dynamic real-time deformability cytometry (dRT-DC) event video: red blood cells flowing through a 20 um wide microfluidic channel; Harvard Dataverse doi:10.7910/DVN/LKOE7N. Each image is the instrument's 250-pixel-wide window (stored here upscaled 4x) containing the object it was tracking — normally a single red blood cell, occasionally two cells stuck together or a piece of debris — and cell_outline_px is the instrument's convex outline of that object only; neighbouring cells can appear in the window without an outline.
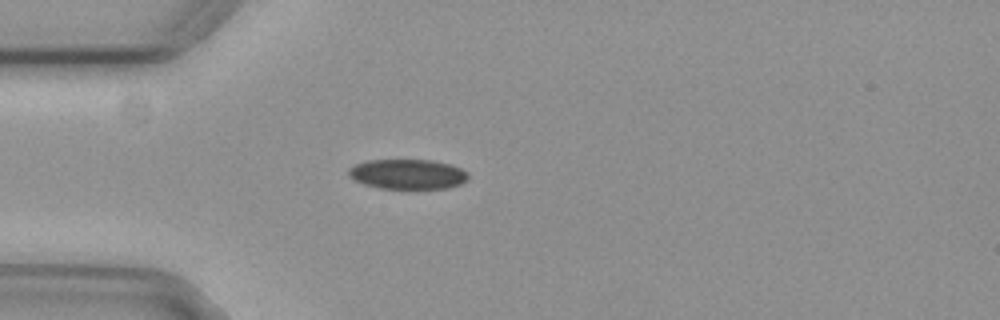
{"species": "common noctule bat (a hibernating species)", "species_latin": "Nyctalus noctula", "temperature_condition": "cold", "stored_images_in_passage": 33, "camera_frame_rate_fps": 3000, "um_per_image_px": 0.085, "animal": {"sex": "female", "body_mass_g": 29.2, "forearm_length_mm": 56.3}, "frame": {"image": 1, "passage_image": 1, "time_ms": 0.0, "image_size_px": [1000, 320], "cell_outline_px": [[468, 180], [460, 184], [448, 188], [416, 192], [380, 188], [364, 184], [348, 176], [348, 168], [356, 164], [368, 160], [432, 160], [448, 164], [460, 168], [468, 172]], "centroid_in_image_um": [34.68, 14.86], "position_along_channel_um": 50.3, "area_um2": 21.73}}
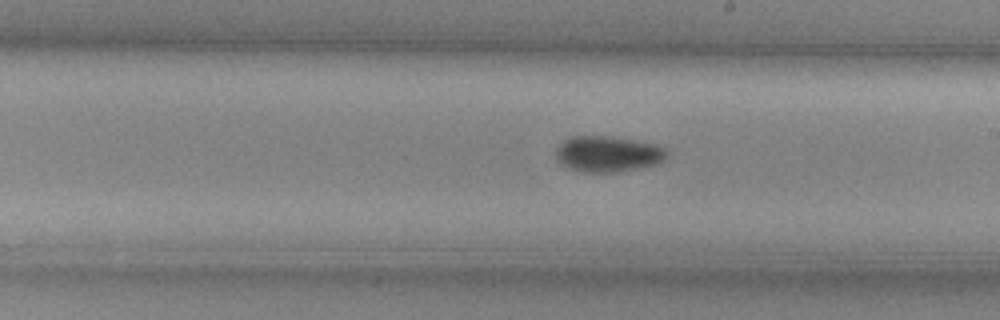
{"frame": {"image": 2, "passage_image": 17, "time_ms": 5.333, "image_size_px": [1000, 320], "cell_outline_px": [[668, 156], [664, 160], [656, 164], [640, 168], [620, 172], [584, 172], [568, 168], [556, 160], [556, 148], [564, 140], [572, 136], [612, 136], [636, 140], [656, 144], [664, 148], [668, 152]], "centroid_in_image_um": [51.68, 13.08], "position_along_channel_um": 237.3, "area_um2": 23.47}}
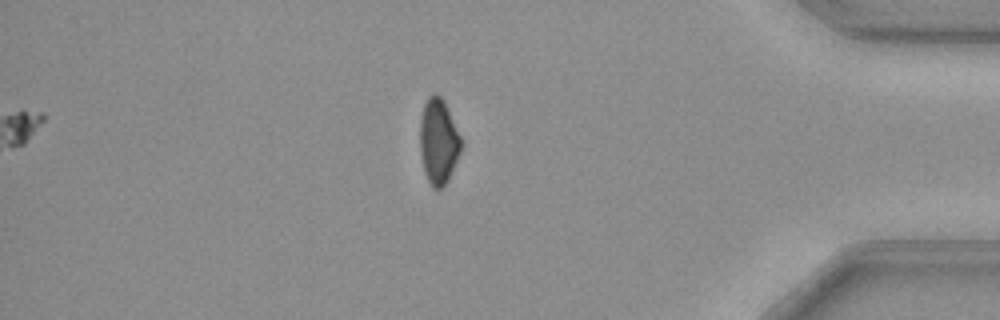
{"frame": {"image": 3, "passage_image": 33, "time_ms": 10.667, "image_size_px": [1000, 320], "cell_outline_px": [[464, 144], [448, 180], [440, 188], [432, 188], [424, 172], [420, 152], [420, 120], [424, 104], [428, 96], [432, 92], [436, 92], [444, 100]], "centroid_in_image_um": [37.27, 11.99], "position_along_channel_um": 397.9, "area_um2": 20.63}, "authors_computed_cell_mechanics": {"area_um2": 22.3108, "velocity_mm_per_s": 3.7192, "shape_relaxation_time_tau1_ms": 5.2646, "shape_relaxation_time_tau2_ms": null, "deformation_change_tau1": 0.0879, "deformation_change_tau2": null}}